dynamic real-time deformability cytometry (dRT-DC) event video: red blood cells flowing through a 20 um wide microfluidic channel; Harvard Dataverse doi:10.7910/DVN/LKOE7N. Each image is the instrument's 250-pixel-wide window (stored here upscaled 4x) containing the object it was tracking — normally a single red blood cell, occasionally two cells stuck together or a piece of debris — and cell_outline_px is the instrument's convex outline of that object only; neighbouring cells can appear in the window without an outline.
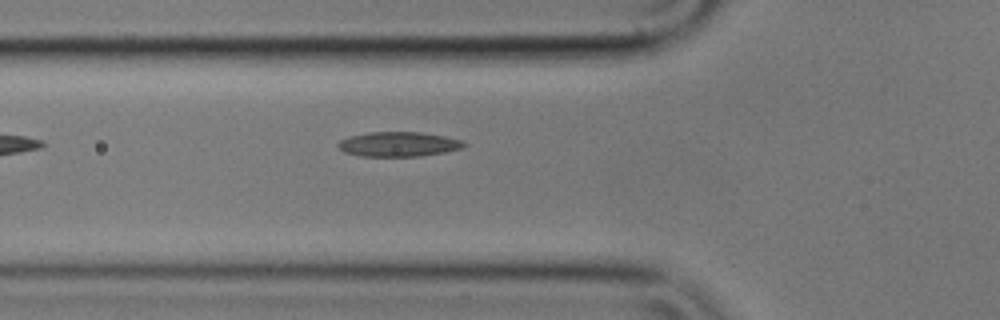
{"species": "common noctule bat (a hibernating species)", "species_latin": "Nyctalus noctula", "temperature_condition": "cold", "stored_images_in_passage": 40, "camera_frame_rate_fps": 3000, "um_per_image_px": 0.085, "animal": {"sex": "male", "body_mass_g": 17.9}, "frame": {"image": 1, "passage_image": 3, "time_ms": 0.667, "image_size_px": [1000, 320], "cell_outline_px": [[468, 144], [464, 148], [444, 152], [420, 156], [360, 156], [344, 152], [336, 144], [340, 140], [348, 136], [368, 132], [420, 132], [444, 136], [464, 140]], "centroid_in_image_um": [33.89, 12.25], "position_along_channel_um": 91.9, "area_um2": 18.26}}
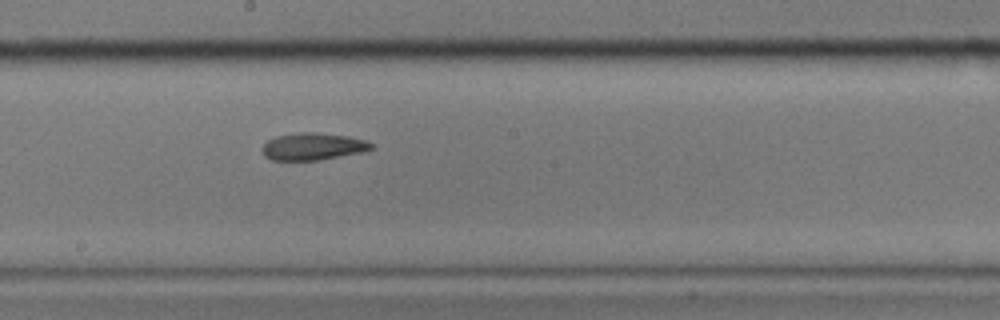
{"frame": {"image": 2, "passage_image": 14, "time_ms": 4.333, "image_size_px": [1000, 320], "cell_outline_px": [[376, 148], [364, 152], [320, 160], [272, 160], [264, 156], [260, 148], [268, 140], [276, 136], [300, 132], [312, 132], [348, 136], [364, 140], [376, 144]], "centroid_in_image_um": [26.63, 12.46], "position_along_channel_um": 221.6, "area_um2": 17.51}}
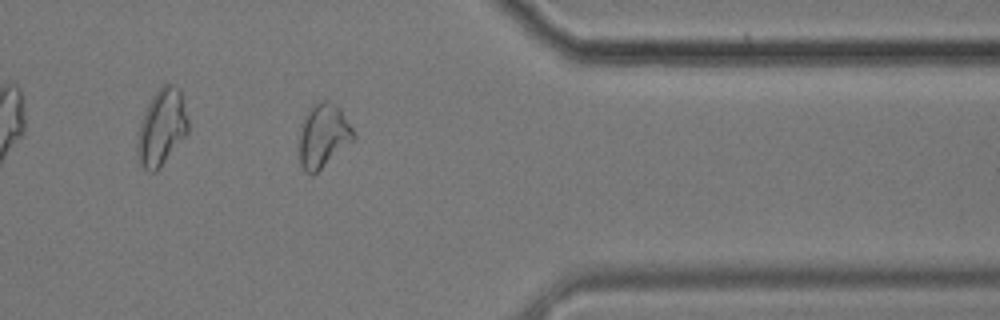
{"frame": {"image": 3, "passage_image": 29, "time_ms": 9.333, "image_size_px": [1000, 320], "cell_outline_px": [[356, 136], [352, 140], [312, 176], [304, 172], [300, 164], [300, 132], [308, 108], [320, 100], [328, 100], [340, 108], [352, 128]], "centroid_in_image_um": [27.46, 11.52], "position_along_channel_um": 383.9, "area_um2": 19.77}, "authors_computed_cell_mechanics": {"area_um2": 17.918, "velocity_mm_per_s": 3.5202, "shape_relaxation_time_tau1_ms": 7.8694, "shape_relaxation_time_tau2_ms": 7.6775, "deformation_change_tau1": 0.1505, "deformation_change_tau2": 0.1598}}